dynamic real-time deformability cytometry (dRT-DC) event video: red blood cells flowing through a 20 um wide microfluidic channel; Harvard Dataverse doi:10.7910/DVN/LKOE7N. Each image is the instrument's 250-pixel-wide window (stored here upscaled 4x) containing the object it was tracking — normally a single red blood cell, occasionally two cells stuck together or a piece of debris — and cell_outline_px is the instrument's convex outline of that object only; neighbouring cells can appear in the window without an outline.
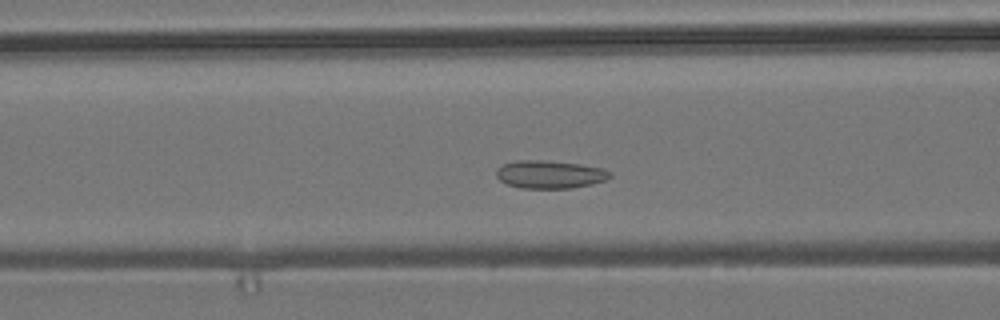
{"species": "common noctule bat (a hibernating species)", "species_latin": "Nyctalus noctula", "temperature_condition": "room temperature", "stored_images_in_passage": 52, "camera_frame_rate_fps": 3000, "um_per_image_px": 0.085, "animal": {"sex": "male", "body_mass_g": 19.2, "forearm_length_mm": 51.8}, "frame": {"image": 1, "passage_image": 18, "time_ms": 5.667, "image_size_px": [1000, 320], "cell_outline_px": [[612, 176], [604, 180], [592, 184], [572, 188], [520, 188], [508, 184], [500, 180], [496, 176], [496, 168], [504, 164], [516, 160], [544, 160], [580, 164], [604, 168], [612, 172]], "centroid_in_image_um": [46.75, 14.82], "position_along_channel_um": 119.9, "area_um2": 18.61}}
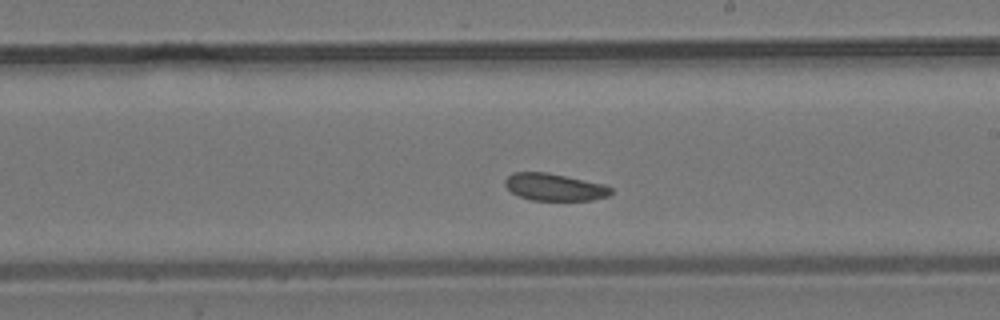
{"frame": {"image": 2, "passage_image": 28, "time_ms": 9.0, "image_size_px": [1000, 320], "cell_outline_px": [[612, 192], [608, 196], [592, 200], [532, 200], [520, 196], [512, 192], [504, 184], [504, 180], [512, 172], [548, 172], [604, 184], [612, 188]], "centroid_in_image_um": [47.13, 15.89], "position_along_channel_um": 241.9, "area_um2": 16.76}}
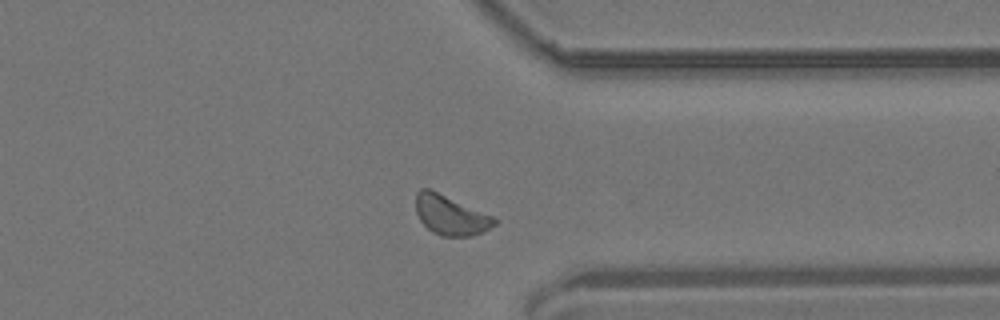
{"frame": {"image": 3, "passage_image": 39, "time_ms": 12.667, "image_size_px": [1000, 320], "cell_outline_px": [[500, 220], [496, 224], [480, 232], [468, 236], [444, 236], [432, 232], [420, 220], [416, 212], [416, 192], [420, 188], [428, 188], [492, 216]], "centroid_in_image_um": [38.27, 18.28], "position_along_channel_um": 373.1, "area_um2": 17.74}, "authors_computed_cell_mechanics": {"area_um2": 17.8602, "velocity_mm_per_s": 3.6673, "shape_relaxation_time_tau1_ms": null, "shape_relaxation_time_tau2_ms": 3.4714, "deformation_change_tau1": null, "deformation_change_tau2": 0.0557}}